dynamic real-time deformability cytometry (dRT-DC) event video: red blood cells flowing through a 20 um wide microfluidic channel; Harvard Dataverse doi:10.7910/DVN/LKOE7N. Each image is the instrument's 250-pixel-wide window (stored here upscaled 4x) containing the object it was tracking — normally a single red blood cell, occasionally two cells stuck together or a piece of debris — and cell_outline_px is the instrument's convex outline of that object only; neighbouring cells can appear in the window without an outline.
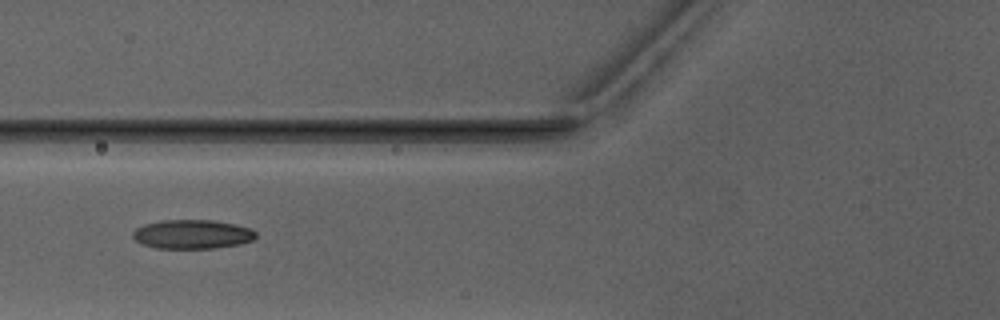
{"species": "Egyptian fruit bat (a non-hibernating species)", "species_latin": "Rousettus aegyptiacus", "temperature_condition": "warm", "stored_images_in_passage": 5, "camera_frame_rate_fps": 3000, "um_per_image_px": 0.085, "animal": {"sex": "male"}, "frame": {"image": 1, "passage_image": 5, "time_ms": 5.667, "image_size_px": [1000, 320], "cell_outline_px": [[256, 236], [252, 240], [240, 244], [212, 248], [156, 248], [140, 244], [132, 236], [132, 232], [136, 228], [144, 224], [164, 220], [212, 220], [252, 228], [256, 232]], "centroid_in_image_um": [16.32, 19.91], "position_along_channel_um": 109.5, "area_um2": 20.81}}